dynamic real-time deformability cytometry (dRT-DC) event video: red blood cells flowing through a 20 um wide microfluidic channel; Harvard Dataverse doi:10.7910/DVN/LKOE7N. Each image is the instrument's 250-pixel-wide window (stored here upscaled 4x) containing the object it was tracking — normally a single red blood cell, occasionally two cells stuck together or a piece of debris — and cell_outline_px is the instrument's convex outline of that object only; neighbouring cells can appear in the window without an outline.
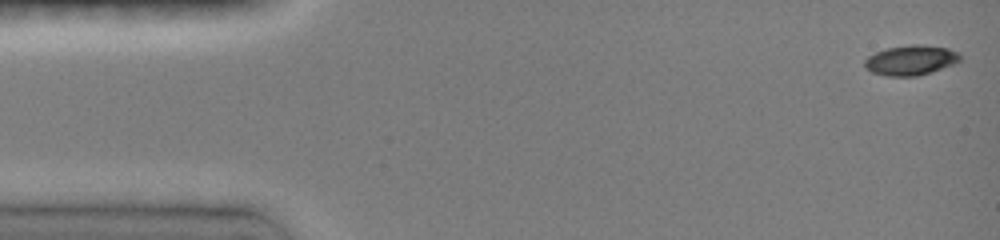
{"species": "common noctule bat (a hibernating species)", "species_latin": "Nyctalus noctula", "temperature_condition": "room temperature", "stored_images_in_passage": 9, "camera_frame_rate_fps": 3000, "um_per_image_px": 0.085, "animal": {"sex": "female", "body_mass_g": 19.0, "forearm_length_mm": 51.5}, "frame": {"image": 1, "passage_image": 1, "time_ms": 0.0, "image_size_px": [1000, 240], "cell_outline_px": [[960, 60], [952, 64], [916, 76], [888, 76], [872, 72], [864, 64], [864, 60], [868, 56], [876, 52], [888, 48], [912, 44], [920, 44], [948, 48], [956, 52], [960, 56]], "centroid_in_image_um": [77.39, 5.1], "position_along_channel_um": 7.6, "area_um2": 16.24}}
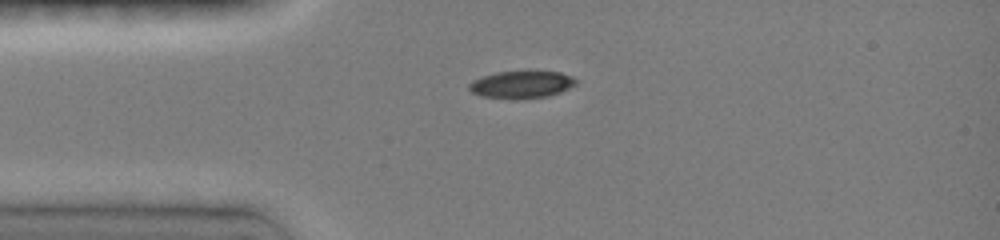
{"frame": {"image": 2, "passage_image": 6, "time_ms": 3.333, "image_size_px": [1000, 240], "cell_outline_px": [[576, 84], [560, 92], [548, 96], [512, 100], [480, 96], [472, 92], [468, 88], [468, 84], [472, 80], [496, 72], [528, 68], [560, 72], [572, 76], [576, 80]], "centroid_in_image_um": [44.32, 7.14], "position_along_channel_um": 40.7, "area_um2": 17.92}}